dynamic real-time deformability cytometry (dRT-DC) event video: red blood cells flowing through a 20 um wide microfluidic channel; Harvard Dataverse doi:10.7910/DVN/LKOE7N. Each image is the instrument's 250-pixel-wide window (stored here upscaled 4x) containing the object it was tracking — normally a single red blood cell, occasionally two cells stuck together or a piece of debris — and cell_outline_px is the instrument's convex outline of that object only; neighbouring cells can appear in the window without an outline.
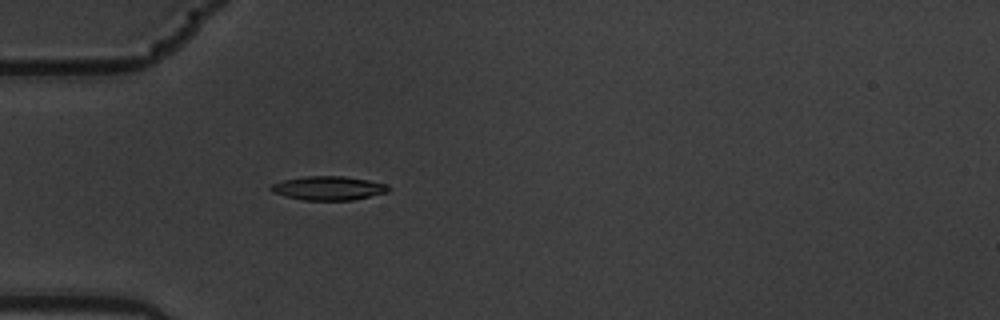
{"species": "common noctule bat (a hibernating species)", "species_latin": "Nyctalus noctula", "temperature_condition": "warm", "stored_images_in_passage": 41, "camera_frame_rate_fps": 3000, "um_per_image_px": 0.085, "animal": {"sex": "male", "body_mass_g": 19.5, "forearm_length_mm": 54.6}, "frame": {"image": 1, "passage_image": 1, "time_ms": 0.0, "image_size_px": [1000, 320], "cell_outline_px": [[388, 192], [352, 200], [304, 200], [284, 196], [272, 192], [268, 188], [272, 184], [284, 180], [304, 176], [344, 176], [368, 180], [388, 184]], "centroid_in_image_um": [27.89, 15.99], "position_along_channel_um": 57.1, "area_um2": 16.36}}
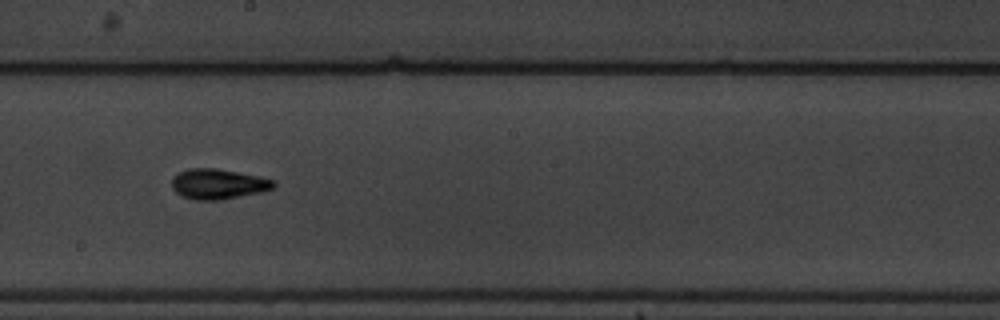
{"frame": {"image": 2, "passage_image": 16, "time_ms": 5.0, "image_size_px": [1000, 320], "cell_outline_px": [[276, 184], [272, 188], [260, 192], [220, 200], [192, 200], [180, 196], [172, 188], [172, 176], [188, 168], [216, 168], [260, 176], [272, 180]], "centroid_in_image_um": [18.49, 15.64], "position_along_channel_um": 229.7, "area_um2": 17.98}}
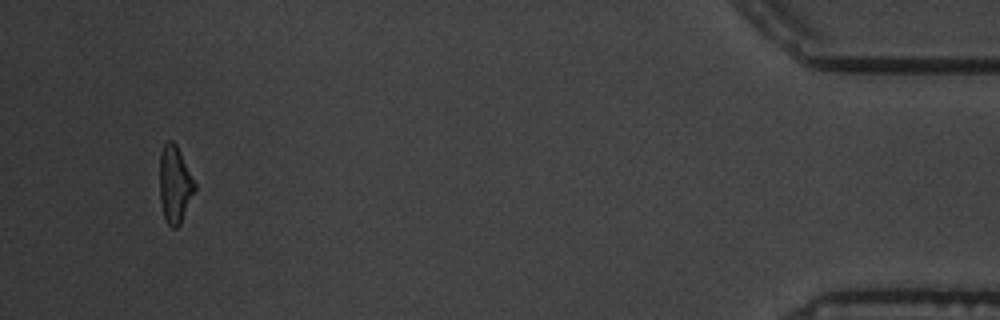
{"frame": {"image": 3, "passage_image": 38, "time_ms": 12.333, "image_size_px": [1000, 320], "cell_outline_px": [[196, 188], [180, 224], [176, 228], [172, 228], [168, 224], [164, 216], [160, 200], [160, 152], [164, 144], [168, 140], [172, 140], [176, 144], [196, 184]], "centroid_in_image_um": [14.85, 15.66], "position_along_channel_um": 420.3, "area_um2": 15.61}, "authors_computed_cell_mechanics": {"area_um2": 16.2996, "velocity_mm_per_s": 3.5825, "shape_relaxation_time_tau1_ms": 3.021, "shape_relaxation_time_tau2_ms": 2.9593, "deformation_change_tau1": 0.1638, "deformation_change_tau2": 0.1145}}